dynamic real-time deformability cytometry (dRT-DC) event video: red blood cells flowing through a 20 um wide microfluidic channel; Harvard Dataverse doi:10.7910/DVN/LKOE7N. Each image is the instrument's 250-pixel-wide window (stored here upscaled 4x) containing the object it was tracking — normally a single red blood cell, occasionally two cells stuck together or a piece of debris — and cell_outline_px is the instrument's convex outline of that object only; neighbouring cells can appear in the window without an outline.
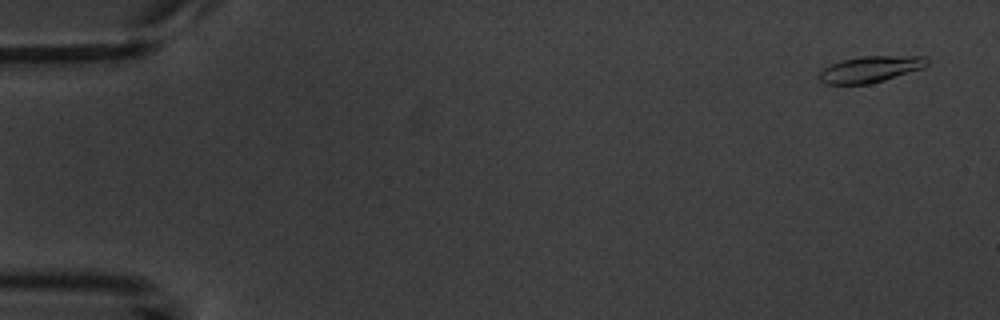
{"species": "common noctule bat (a hibernating species)", "species_latin": "Nyctalus noctula", "temperature_condition": "warm", "stored_images_in_passage": 4, "camera_frame_rate_fps": 3000, "um_per_image_px": 0.085, "animal": {"sex": "male", "body_mass_g": 20.1, "forearm_length_mm": 53.5}, "frame": {"image": 1, "passage_image": 1, "time_ms": 0.0, "image_size_px": [1000, 320], "cell_outline_px": [[928, 64], [924, 68], [884, 80], [868, 84], [824, 84], [820, 80], [820, 72], [824, 68], [832, 64], [844, 60], [860, 56], [924, 56], [928, 60]], "centroid_in_image_um": [74.01, 5.88], "position_along_channel_um": 11.0, "area_um2": 16.36}}
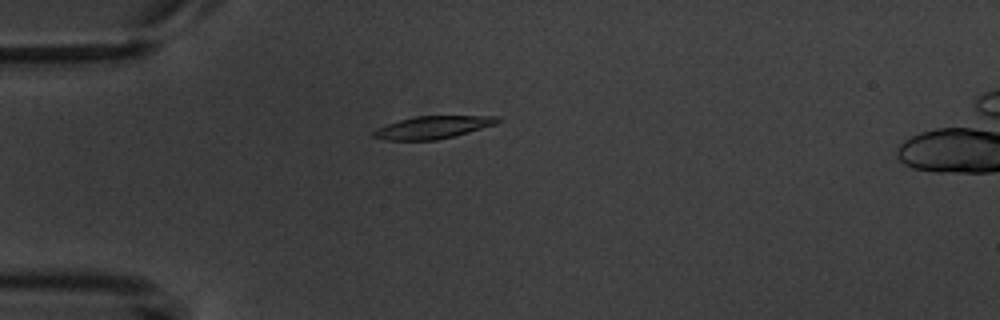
{"frame": {"image": 2, "passage_image": 4, "time_ms": 4.333, "image_size_px": [1000, 320], "cell_outline_px": [[500, 120], [496, 124], [468, 132], [436, 140], [384, 140], [372, 136], [372, 132], [388, 124], [400, 120], [416, 116], [500, 116]], "centroid_in_image_um": [36.8, 10.82], "position_along_channel_um": 48.2, "area_um2": 16.01}}